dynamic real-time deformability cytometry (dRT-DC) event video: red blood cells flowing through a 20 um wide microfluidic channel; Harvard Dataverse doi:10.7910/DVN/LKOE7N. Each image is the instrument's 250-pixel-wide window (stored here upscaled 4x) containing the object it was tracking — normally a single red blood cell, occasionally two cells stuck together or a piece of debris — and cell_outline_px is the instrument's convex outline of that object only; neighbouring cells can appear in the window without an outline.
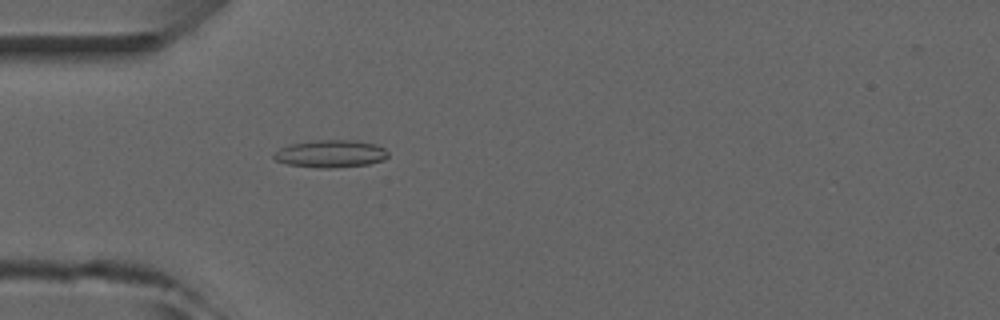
{"species": "common noctule bat (a hibernating species)", "species_latin": "Nyctalus noctula", "temperature_condition": "room temperature", "stored_images_in_passage": 5, "camera_frame_rate_fps": 3000, "um_per_image_px": 0.085, "animal": {"sex": "male", "forearm_length_mm": 52.5}, "frame": {"image": 1, "passage_image": 5, "time_ms": 4.667, "image_size_px": [1000, 320], "cell_outline_px": [[388, 156], [384, 160], [368, 164], [332, 168], [320, 168], [288, 164], [276, 160], [272, 156], [280, 148], [292, 144], [316, 140], [356, 140], [376, 144], [384, 148], [388, 152]], "centroid_in_image_um": [28.14, 13.06], "position_along_channel_um": 56.9, "area_um2": 18.21}}